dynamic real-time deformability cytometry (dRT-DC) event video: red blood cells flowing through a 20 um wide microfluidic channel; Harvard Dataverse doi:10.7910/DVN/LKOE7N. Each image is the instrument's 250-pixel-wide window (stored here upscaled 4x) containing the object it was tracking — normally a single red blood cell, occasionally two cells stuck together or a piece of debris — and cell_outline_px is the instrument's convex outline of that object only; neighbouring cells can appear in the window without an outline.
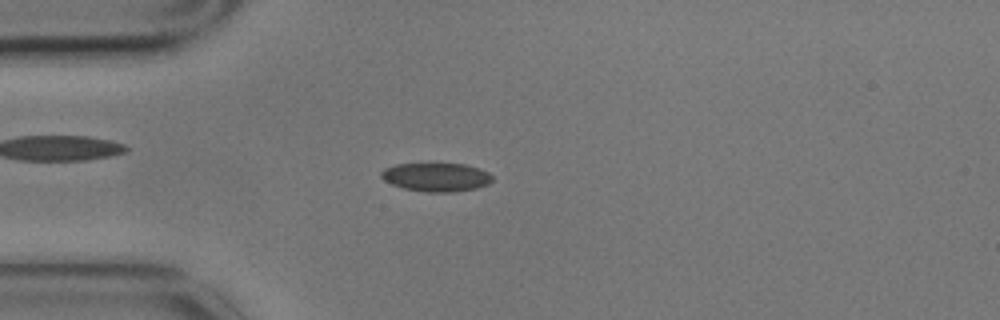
{"species": "common noctule bat (a hibernating species)", "species_latin": "Nyctalus noctula", "temperature_condition": "cold", "stored_images_in_passage": 4, "camera_frame_rate_fps": 3000, "um_per_image_px": 0.085, "animal": {"sex": "male", "body_mass_g": 17.9}, "frame": {"image": 1, "passage_image": 4, "time_ms": 1.0, "image_size_px": [1000, 320], "cell_outline_px": [[492, 180], [488, 184], [476, 188], [452, 192], [428, 192], [404, 188], [392, 184], [384, 180], [380, 176], [380, 172], [384, 168], [396, 164], [464, 164], [488, 172], [492, 176]], "centroid_in_image_um": [37.05, 15.06], "position_along_channel_um": 47.9, "area_um2": 18.32}}